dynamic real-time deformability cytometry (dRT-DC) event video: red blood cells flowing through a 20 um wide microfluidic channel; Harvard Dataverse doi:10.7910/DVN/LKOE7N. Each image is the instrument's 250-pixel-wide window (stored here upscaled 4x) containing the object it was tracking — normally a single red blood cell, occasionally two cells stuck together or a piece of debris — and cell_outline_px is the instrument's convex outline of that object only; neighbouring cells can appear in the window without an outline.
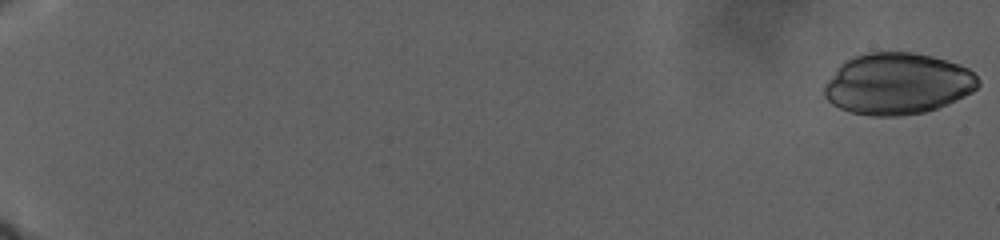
{"species": "human", "species_latin": "Homo sapiens", "temperature_condition": "warm", "stored_images_in_passage": 43, "camera_frame_rate_fps": 3000, "um_per_image_px": 0.085, "donor": {"sex": "male"}, "frame": {"image": 1, "passage_image": 1, "time_ms": 0.0, "image_size_px": [1000, 240], "cell_outline_px": [[980, 84], [972, 92], [948, 104], [924, 112], [900, 116], [872, 116], [848, 112], [832, 104], [824, 96], [824, 84], [840, 64], [844, 60], [852, 56], [868, 52], [912, 52], [932, 56], [968, 68], [980, 80]], "centroid_in_image_um": [76.26, 7.12], "position_along_channel_um": 8.7, "area_um2": 55.26}}
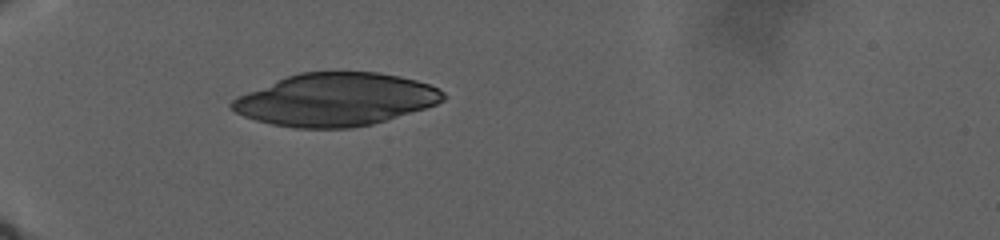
{"frame": {"image": 2, "passage_image": 18, "time_ms": 14.333, "image_size_px": [1000, 240], "cell_outline_px": [[448, 96], [444, 100], [436, 104], [424, 108], [372, 124], [352, 128], [296, 128], [272, 124], [256, 120], [244, 116], [236, 112], [228, 104], [236, 96], [288, 76], [300, 72], [380, 72], [400, 76], [416, 80], [440, 88]], "centroid_in_image_um": [28.54, 8.46], "position_along_channel_um": 56.5, "area_um2": 64.79}}